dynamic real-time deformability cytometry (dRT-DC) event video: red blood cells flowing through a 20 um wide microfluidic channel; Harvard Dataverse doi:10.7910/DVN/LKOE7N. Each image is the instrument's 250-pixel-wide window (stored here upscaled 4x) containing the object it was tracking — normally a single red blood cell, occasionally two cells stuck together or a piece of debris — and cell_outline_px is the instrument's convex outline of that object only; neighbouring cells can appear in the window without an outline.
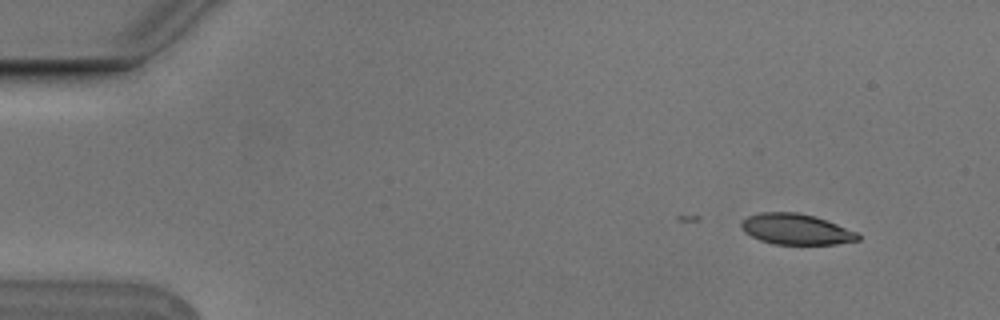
{"species": "Egyptian fruit bat (a non-hibernating species)", "species_latin": "Rousettus aegyptiacus", "temperature_condition": "cold", "stored_images_in_passage": 5, "camera_frame_rate_fps": 3000, "um_per_image_px": 0.085, "animal": {"sex": "male"}, "frame": {"image": 1, "passage_image": 2, "time_ms": 0.333, "image_size_px": [1000, 320], "cell_outline_px": [[860, 240], [836, 244], [772, 244], [760, 240], [744, 232], [740, 228], [740, 224], [748, 216], [760, 212], [796, 212], [816, 216], [856, 232], [860, 236]], "centroid_in_image_um": [67.64, 19.48], "position_along_channel_um": 17.4, "area_um2": 20.87}}
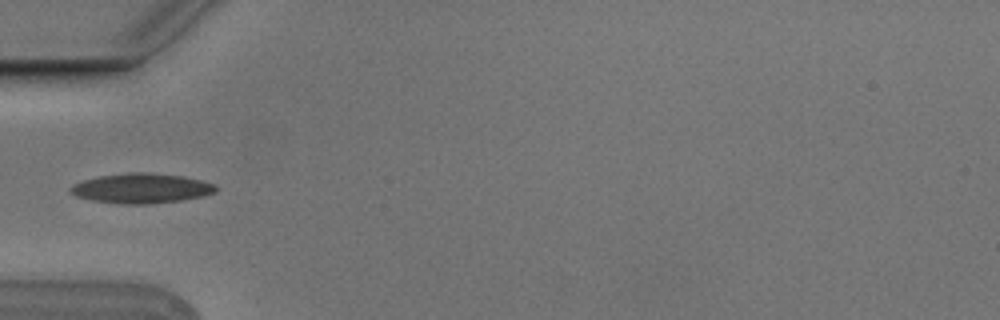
{"frame": {"image": 2, "passage_image": 5, "time_ms": 1.333, "image_size_px": [1000, 320], "cell_outline_px": [[216, 192], [204, 196], [180, 200], [152, 204], [120, 204], [92, 200], [76, 196], [68, 192], [68, 188], [72, 184], [84, 180], [100, 176], [128, 172], [148, 172], [184, 176], [216, 184]], "centroid_in_image_um": [12.0, 16.0], "position_along_channel_um": 73.0, "area_um2": 25.49}}